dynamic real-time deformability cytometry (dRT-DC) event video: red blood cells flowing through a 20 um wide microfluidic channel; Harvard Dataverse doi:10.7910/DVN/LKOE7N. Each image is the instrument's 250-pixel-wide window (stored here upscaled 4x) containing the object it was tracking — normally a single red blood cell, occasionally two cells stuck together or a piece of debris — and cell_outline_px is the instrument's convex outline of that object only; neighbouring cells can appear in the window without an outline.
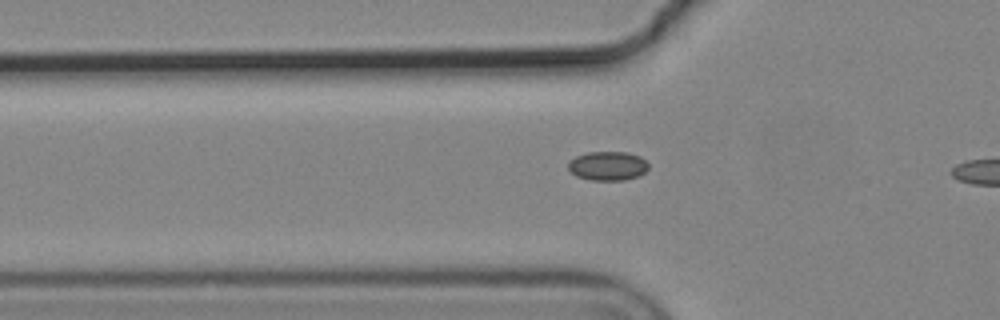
{"species": "common noctule bat (a hibernating species)", "species_latin": "Nyctalus noctula", "temperature_condition": "cold", "stored_images_in_passage": 5, "camera_frame_rate_fps": 3000, "um_per_image_px": 0.085, "animal": {"sex": "male", "body_mass_g": 19.2, "forearm_length_mm": 51.8}, "frame": {"image": 1, "passage_image": 5, "time_ms": 1.333, "image_size_px": [1000, 320], "cell_outline_px": [[648, 168], [640, 176], [624, 180], [588, 180], [576, 176], [568, 168], [568, 160], [576, 156], [588, 152], [628, 152], [640, 156], [648, 164]], "centroid_in_image_um": [51.65, 14.1], "position_along_channel_um": 74.2, "area_um2": 13.7}}